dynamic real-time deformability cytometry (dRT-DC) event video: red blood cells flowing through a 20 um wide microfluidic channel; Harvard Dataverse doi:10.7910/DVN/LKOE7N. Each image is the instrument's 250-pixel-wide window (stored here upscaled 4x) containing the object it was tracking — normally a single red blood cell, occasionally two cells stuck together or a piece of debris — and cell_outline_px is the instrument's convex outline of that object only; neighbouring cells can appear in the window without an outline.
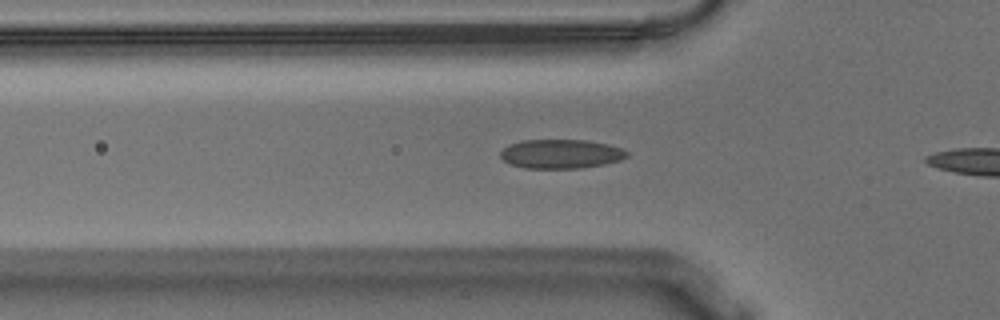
{"species": "Egyptian fruit bat (a non-hibernating species)", "species_latin": "Rousettus aegyptiacus", "temperature_condition": "warm", "stored_images_in_passage": 37, "camera_frame_rate_fps": 3000, "um_per_image_px": 0.085, "animal": {"sex": "male"}, "frame": {"image": 1, "passage_image": 11, "time_ms": 3.333, "image_size_px": [1000, 320], "cell_outline_px": [[628, 156], [620, 160], [604, 164], [580, 168], [524, 168], [512, 164], [504, 160], [500, 156], [500, 152], [508, 144], [520, 140], [588, 140], [608, 144], [620, 148], [628, 152]], "centroid_in_image_um": [47.67, 13.07], "position_along_channel_um": 78.1, "area_um2": 21.44}}
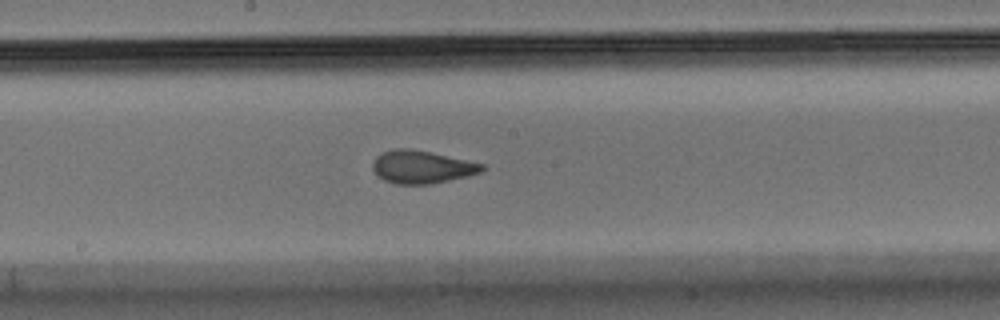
{"frame": {"image": 2, "passage_image": 22, "time_ms": 7.0, "image_size_px": [1000, 320], "cell_outline_px": [[484, 168], [480, 172], [468, 176], [428, 184], [396, 184], [384, 180], [372, 168], [372, 164], [376, 156], [380, 152], [392, 148], [408, 148], [432, 152], [484, 164]], "centroid_in_image_um": [35.82, 14.17], "position_along_channel_um": 212.4, "area_um2": 20.87}}
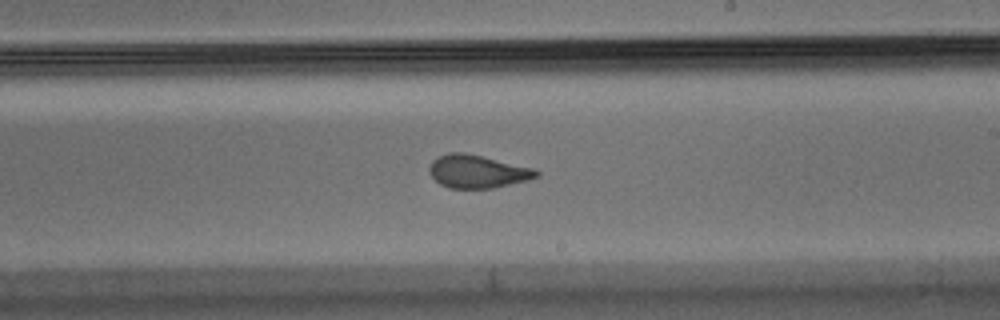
{"frame": {"image": 3, "passage_image": 25, "time_ms": 8.0, "image_size_px": [1000, 320], "cell_outline_px": [[540, 176], [528, 180], [492, 188], [448, 188], [440, 184], [428, 172], [428, 168], [432, 160], [436, 156], [448, 152], [464, 152], [536, 168], [540, 172]], "centroid_in_image_um": [40.58, 14.56], "position_along_channel_um": 248.4, "area_um2": 20.87}}